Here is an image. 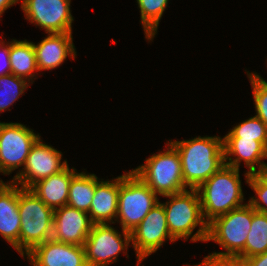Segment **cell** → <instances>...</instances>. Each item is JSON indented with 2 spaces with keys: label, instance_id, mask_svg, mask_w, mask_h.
<instances>
[{
  "label": "cell",
  "instance_id": "1",
  "mask_svg": "<svg viewBox=\"0 0 267 266\" xmlns=\"http://www.w3.org/2000/svg\"><path fill=\"white\" fill-rule=\"evenodd\" d=\"M255 209L249 204L215 217L208 223L206 242L214 241L226 252H213L193 266H229L245 249Z\"/></svg>",
  "mask_w": 267,
  "mask_h": 266
},
{
  "label": "cell",
  "instance_id": "2",
  "mask_svg": "<svg viewBox=\"0 0 267 266\" xmlns=\"http://www.w3.org/2000/svg\"><path fill=\"white\" fill-rule=\"evenodd\" d=\"M169 142L180 155L183 180L188 189H198L225 165L222 137L197 136Z\"/></svg>",
  "mask_w": 267,
  "mask_h": 266
},
{
  "label": "cell",
  "instance_id": "3",
  "mask_svg": "<svg viewBox=\"0 0 267 266\" xmlns=\"http://www.w3.org/2000/svg\"><path fill=\"white\" fill-rule=\"evenodd\" d=\"M239 172L240 169L224 165L197 189L207 223L245 205Z\"/></svg>",
  "mask_w": 267,
  "mask_h": 266
},
{
  "label": "cell",
  "instance_id": "4",
  "mask_svg": "<svg viewBox=\"0 0 267 266\" xmlns=\"http://www.w3.org/2000/svg\"><path fill=\"white\" fill-rule=\"evenodd\" d=\"M169 198L163 204L170 235L177 241L206 242L208 223L204 220L197 189L164 196ZM195 233H193L198 227Z\"/></svg>",
  "mask_w": 267,
  "mask_h": 266
},
{
  "label": "cell",
  "instance_id": "5",
  "mask_svg": "<svg viewBox=\"0 0 267 266\" xmlns=\"http://www.w3.org/2000/svg\"><path fill=\"white\" fill-rule=\"evenodd\" d=\"M166 150L152 154L145 163L131 171L154 193L167 196L188 188L184 184L181 159L177 149L168 141Z\"/></svg>",
  "mask_w": 267,
  "mask_h": 266
},
{
  "label": "cell",
  "instance_id": "6",
  "mask_svg": "<svg viewBox=\"0 0 267 266\" xmlns=\"http://www.w3.org/2000/svg\"><path fill=\"white\" fill-rule=\"evenodd\" d=\"M18 211L21 219L19 254L26 259L25 255L35 246L52 239L54 210L32 191L19 186Z\"/></svg>",
  "mask_w": 267,
  "mask_h": 266
},
{
  "label": "cell",
  "instance_id": "7",
  "mask_svg": "<svg viewBox=\"0 0 267 266\" xmlns=\"http://www.w3.org/2000/svg\"><path fill=\"white\" fill-rule=\"evenodd\" d=\"M154 193L131 170L120 176L118 209L115 223L121 230L132 232L146 217L148 212L159 202Z\"/></svg>",
  "mask_w": 267,
  "mask_h": 266
},
{
  "label": "cell",
  "instance_id": "8",
  "mask_svg": "<svg viewBox=\"0 0 267 266\" xmlns=\"http://www.w3.org/2000/svg\"><path fill=\"white\" fill-rule=\"evenodd\" d=\"M118 231L111 223L93 225L83 245L88 266L116 263L121 252L129 258L127 250L131 244V233Z\"/></svg>",
  "mask_w": 267,
  "mask_h": 266
},
{
  "label": "cell",
  "instance_id": "9",
  "mask_svg": "<svg viewBox=\"0 0 267 266\" xmlns=\"http://www.w3.org/2000/svg\"><path fill=\"white\" fill-rule=\"evenodd\" d=\"M22 123L0 122V173L18 175L26 162L31 147L41 137Z\"/></svg>",
  "mask_w": 267,
  "mask_h": 266
},
{
  "label": "cell",
  "instance_id": "10",
  "mask_svg": "<svg viewBox=\"0 0 267 266\" xmlns=\"http://www.w3.org/2000/svg\"><path fill=\"white\" fill-rule=\"evenodd\" d=\"M169 240L171 243L176 241L169 233L164 207L159 201L131 232V246L137 257L136 265L140 266L145 258L156 253Z\"/></svg>",
  "mask_w": 267,
  "mask_h": 266
},
{
  "label": "cell",
  "instance_id": "11",
  "mask_svg": "<svg viewBox=\"0 0 267 266\" xmlns=\"http://www.w3.org/2000/svg\"><path fill=\"white\" fill-rule=\"evenodd\" d=\"M62 156L61 151H58L52 145L43 143L40 137L31 147L22 171L12 177L11 182L22 188L29 189L39 180L64 170L68 166V162L66 159L61 162L63 160Z\"/></svg>",
  "mask_w": 267,
  "mask_h": 266
},
{
  "label": "cell",
  "instance_id": "12",
  "mask_svg": "<svg viewBox=\"0 0 267 266\" xmlns=\"http://www.w3.org/2000/svg\"><path fill=\"white\" fill-rule=\"evenodd\" d=\"M25 19L45 33H72L71 0H22Z\"/></svg>",
  "mask_w": 267,
  "mask_h": 266
},
{
  "label": "cell",
  "instance_id": "13",
  "mask_svg": "<svg viewBox=\"0 0 267 266\" xmlns=\"http://www.w3.org/2000/svg\"><path fill=\"white\" fill-rule=\"evenodd\" d=\"M93 225L88 212L67 205L57 208L53 214L52 239L83 246Z\"/></svg>",
  "mask_w": 267,
  "mask_h": 266
},
{
  "label": "cell",
  "instance_id": "14",
  "mask_svg": "<svg viewBox=\"0 0 267 266\" xmlns=\"http://www.w3.org/2000/svg\"><path fill=\"white\" fill-rule=\"evenodd\" d=\"M32 266H88L84 246L49 239L27 253Z\"/></svg>",
  "mask_w": 267,
  "mask_h": 266
},
{
  "label": "cell",
  "instance_id": "15",
  "mask_svg": "<svg viewBox=\"0 0 267 266\" xmlns=\"http://www.w3.org/2000/svg\"><path fill=\"white\" fill-rule=\"evenodd\" d=\"M39 71L53 70L65 62L69 56L75 59L77 51L72 33H50L37 44L33 42Z\"/></svg>",
  "mask_w": 267,
  "mask_h": 266
},
{
  "label": "cell",
  "instance_id": "16",
  "mask_svg": "<svg viewBox=\"0 0 267 266\" xmlns=\"http://www.w3.org/2000/svg\"><path fill=\"white\" fill-rule=\"evenodd\" d=\"M19 185L0 179V236L19 253Z\"/></svg>",
  "mask_w": 267,
  "mask_h": 266
},
{
  "label": "cell",
  "instance_id": "17",
  "mask_svg": "<svg viewBox=\"0 0 267 266\" xmlns=\"http://www.w3.org/2000/svg\"><path fill=\"white\" fill-rule=\"evenodd\" d=\"M223 148L225 165L240 169L241 162L244 161L247 173L261 172L265 152V146L261 142L252 139H223Z\"/></svg>",
  "mask_w": 267,
  "mask_h": 266
},
{
  "label": "cell",
  "instance_id": "18",
  "mask_svg": "<svg viewBox=\"0 0 267 266\" xmlns=\"http://www.w3.org/2000/svg\"><path fill=\"white\" fill-rule=\"evenodd\" d=\"M101 180V181H100ZM120 176L111 181L96 176V188L88 212L94 224H115L118 209Z\"/></svg>",
  "mask_w": 267,
  "mask_h": 266
},
{
  "label": "cell",
  "instance_id": "19",
  "mask_svg": "<svg viewBox=\"0 0 267 266\" xmlns=\"http://www.w3.org/2000/svg\"><path fill=\"white\" fill-rule=\"evenodd\" d=\"M78 171L69 165L60 173L34 183L29 190L53 210L66 206L72 177Z\"/></svg>",
  "mask_w": 267,
  "mask_h": 266
},
{
  "label": "cell",
  "instance_id": "20",
  "mask_svg": "<svg viewBox=\"0 0 267 266\" xmlns=\"http://www.w3.org/2000/svg\"><path fill=\"white\" fill-rule=\"evenodd\" d=\"M9 58L11 73L33 84L39 72L33 42L26 39H11Z\"/></svg>",
  "mask_w": 267,
  "mask_h": 266
},
{
  "label": "cell",
  "instance_id": "21",
  "mask_svg": "<svg viewBox=\"0 0 267 266\" xmlns=\"http://www.w3.org/2000/svg\"><path fill=\"white\" fill-rule=\"evenodd\" d=\"M95 188V174L77 172L71 179L67 206L89 212Z\"/></svg>",
  "mask_w": 267,
  "mask_h": 266
},
{
  "label": "cell",
  "instance_id": "22",
  "mask_svg": "<svg viewBox=\"0 0 267 266\" xmlns=\"http://www.w3.org/2000/svg\"><path fill=\"white\" fill-rule=\"evenodd\" d=\"M267 251V214L255 212L244 251L229 265L238 266L244 259Z\"/></svg>",
  "mask_w": 267,
  "mask_h": 266
},
{
  "label": "cell",
  "instance_id": "23",
  "mask_svg": "<svg viewBox=\"0 0 267 266\" xmlns=\"http://www.w3.org/2000/svg\"><path fill=\"white\" fill-rule=\"evenodd\" d=\"M140 9V23L142 24L145 39L153 41L157 34L160 20L168 6L169 0H136Z\"/></svg>",
  "mask_w": 267,
  "mask_h": 266
},
{
  "label": "cell",
  "instance_id": "24",
  "mask_svg": "<svg viewBox=\"0 0 267 266\" xmlns=\"http://www.w3.org/2000/svg\"><path fill=\"white\" fill-rule=\"evenodd\" d=\"M223 139H252L267 145V126L257 116L233 126Z\"/></svg>",
  "mask_w": 267,
  "mask_h": 266
},
{
  "label": "cell",
  "instance_id": "25",
  "mask_svg": "<svg viewBox=\"0 0 267 266\" xmlns=\"http://www.w3.org/2000/svg\"><path fill=\"white\" fill-rule=\"evenodd\" d=\"M30 84L12 73L0 76V113L10 111L9 107L25 93Z\"/></svg>",
  "mask_w": 267,
  "mask_h": 266
},
{
  "label": "cell",
  "instance_id": "26",
  "mask_svg": "<svg viewBox=\"0 0 267 266\" xmlns=\"http://www.w3.org/2000/svg\"><path fill=\"white\" fill-rule=\"evenodd\" d=\"M245 182L255 192V196L250 197L248 203L255 211L267 214V176L261 173H245Z\"/></svg>",
  "mask_w": 267,
  "mask_h": 266
},
{
  "label": "cell",
  "instance_id": "27",
  "mask_svg": "<svg viewBox=\"0 0 267 266\" xmlns=\"http://www.w3.org/2000/svg\"><path fill=\"white\" fill-rule=\"evenodd\" d=\"M253 88L252 96L258 118L267 126V83L262 82L253 72L246 71Z\"/></svg>",
  "mask_w": 267,
  "mask_h": 266
},
{
  "label": "cell",
  "instance_id": "28",
  "mask_svg": "<svg viewBox=\"0 0 267 266\" xmlns=\"http://www.w3.org/2000/svg\"><path fill=\"white\" fill-rule=\"evenodd\" d=\"M10 42L0 40V76L11 74V64H10Z\"/></svg>",
  "mask_w": 267,
  "mask_h": 266
},
{
  "label": "cell",
  "instance_id": "29",
  "mask_svg": "<svg viewBox=\"0 0 267 266\" xmlns=\"http://www.w3.org/2000/svg\"><path fill=\"white\" fill-rule=\"evenodd\" d=\"M238 266H267V251L244 259Z\"/></svg>",
  "mask_w": 267,
  "mask_h": 266
},
{
  "label": "cell",
  "instance_id": "30",
  "mask_svg": "<svg viewBox=\"0 0 267 266\" xmlns=\"http://www.w3.org/2000/svg\"><path fill=\"white\" fill-rule=\"evenodd\" d=\"M20 0H0V18L3 13L13 5H16Z\"/></svg>",
  "mask_w": 267,
  "mask_h": 266
},
{
  "label": "cell",
  "instance_id": "31",
  "mask_svg": "<svg viewBox=\"0 0 267 266\" xmlns=\"http://www.w3.org/2000/svg\"><path fill=\"white\" fill-rule=\"evenodd\" d=\"M267 159V145L265 146V152H264V160ZM261 174H264L267 176V163H263L261 168Z\"/></svg>",
  "mask_w": 267,
  "mask_h": 266
},
{
  "label": "cell",
  "instance_id": "32",
  "mask_svg": "<svg viewBox=\"0 0 267 266\" xmlns=\"http://www.w3.org/2000/svg\"><path fill=\"white\" fill-rule=\"evenodd\" d=\"M262 82H265V83H267V81L266 80H264L262 77H261V75H259L257 72H253Z\"/></svg>",
  "mask_w": 267,
  "mask_h": 266
}]
</instances>
